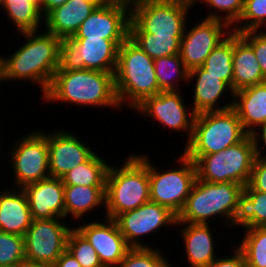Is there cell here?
Instances as JSON below:
<instances>
[{
    "mask_svg": "<svg viewBox=\"0 0 266 267\" xmlns=\"http://www.w3.org/2000/svg\"><path fill=\"white\" fill-rule=\"evenodd\" d=\"M266 82L252 47L234 32L233 92Z\"/></svg>",
    "mask_w": 266,
    "mask_h": 267,
    "instance_id": "cell-26",
    "label": "cell"
},
{
    "mask_svg": "<svg viewBox=\"0 0 266 267\" xmlns=\"http://www.w3.org/2000/svg\"><path fill=\"white\" fill-rule=\"evenodd\" d=\"M154 67L158 88L161 92L182 91L181 86L185 87L182 84H189V70L183 63L180 54L154 59Z\"/></svg>",
    "mask_w": 266,
    "mask_h": 267,
    "instance_id": "cell-30",
    "label": "cell"
},
{
    "mask_svg": "<svg viewBox=\"0 0 266 267\" xmlns=\"http://www.w3.org/2000/svg\"><path fill=\"white\" fill-rule=\"evenodd\" d=\"M0 187V231L25 236L33 218L22 188Z\"/></svg>",
    "mask_w": 266,
    "mask_h": 267,
    "instance_id": "cell-24",
    "label": "cell"
},
{
    "mask_svg": "<svg viewBox=\"0 0 266 267\" xmlns=\"http://www.w3.org/2000/svg\"><path fill=\"white\" fill-rule=\"evenodd\" d=\"M200 20L195 21L193 26H188L187 22L180 41L179 54L189 71L201 67L213 49L232 33V28L223 21L206 18Z\"/></svg>",
    "mask_w": 266,
    "mask_h": 267,
    "instance_id": "cell-15",
    "label": "cell"
},
{
    "mask_svg": "<svg viewBox=\"0 0 266 267\" xmlns=\"http://www.w3.org/2000/svg\"><path fill=\"white\" fill-rule=\"evenodd\" d=\"M248 135H257L266 126V82L234 92L233 107Z\"/></svg>",
    "mask_w": 266,
    "mask_h": 267,
    "instance_id": "cell-23",
    "label": "cell"
},
{
    "mask_svg": "<svg viewBox=\"0 0 266 267\" xmlns=\"http://www.w3.org/2000/svg\"><path fill=\"white\" fill-rule=\"evenodd\" d=\"M16 34L44 29V17L37 0H4L1 7ZM3 10V11H2ZM41 22V23H40Z\"/></svg>",
    "mask_w": 266,
    "mask_h": 267,
    "instance_id": "cell-28",
    "label": "cell"
},
{
    "mask_svg": "<svg viewBox=\"0 0 266 267\" xmlns=\"http://www.w3.org/2000/svg\"><path fill=\"white\" fill-rule=\"evenodd\" d=\"M147 154V155H146ZM121 166H109L105 185V213L115 219L119 214L134 210L150 201L149 154L129 153ZM105 214V215H104Z\"/></svg>",
    "mask_w": 266,
    "mask_h": 267,
    "instance_id": "cell-3",
    "label": "cell"
},
{
    "mask_svg": "<svg viewBox=\"0 0 266 267\" xmlns=\"http://www.w3.org/2000/svg\"><path fill=\"white\" fill-rule=\"evenodd\" d=\"M68 1L69 0H40L39 1L40 11L43 17H45L51 10L65 4Z\"/></svg>",
    "mask_w": 266,
    "mask_h": 267,
    "instance_id": "cell-43",
    "label": "cell"
},
{
    "mask_svg": "<svg viewBox=\"0 0 266 267\" xmlns=\"http://www.w3.org/2000/svg\"><path fill=\"white\" fill-rule=\"evenodd\" d=\"M119 46L102 38L61 39L57 71L98 70L114 73Z\"/></svg>",
    "mask_w": 266,
    "mask_h": 267,
    "instance_id": "cell-11",
    "label": "cell"
},
{
    "mask_svg": "<svg viewBox=\"0 0 266 267\" xmlns=\"http://www.w3.org/2000/svg\"><path fill=\"white\" fill-rule=\"evenodd\" d=\"M3 2H4V0H0V9H1L2 5H3Z\"/></svg>",
    "mask_w": 266,
    "mask_h": 267,
    "instance_id": "cell-50",
    "label": "cell"
},
{
    "mask_svg": "<svg viewBox=\"0 0 266 267\" xmlns=\"http://www.w3.org/2000/svg\"><path fill=\"white\" fill-rule=\"evenodd\" d=\"M238 34L252 47L266 80V30H247Z\"/></svg>",
    "mask_w": 266,
    "mask_h": 267,
    "instance_id": "cell-39",
    "label": "cell"
},
{
    "mask_svg": "<svg viewBox=\"0 0 266 267\" xmlns=\"http://www.w3.org/2000/svg\"><path fill=\"white\" fill-rule=\"evenodd\" d=\"M162 247L131 248L117 267H176L168 261Z\"/></svg>",
    "mask_w": 266,
    "mask_h": 267,
    "instance_id": "cell-35",
    "label": "cell"
},
{
    "mask_svg": "<svg viewBox=\"0 0 266 267\" xmlns=\"http://www.w3.org/2000/svg\"><path fill=\"white\" fill-rule=\"evenodd\" d=\"M243 191L244 186L238 183H210L197 178L176 223L210 224L217 217L222 218L224 228H231Z\"/></svg>",
    "mask_w": 266,
    "mask_h": 267,
    "instance_id": "cell-5",
    "label": "cell"
},
{
    "mask_svg": "<svg viewBox=\"0 0 266 267\" xmlns=\"http://www.w3.org/2000/svg\"><path fill=\"white\" fill-rule=\"evenodd\" d=\"M247 135L233 108L199 113L194 118L192 137L182 152L195 163L203 155L238 144Z\"/></svg>",
    "mask_w": 266,
    "mask_h": 267,
    "instance_id": "cell-6",
    "label": "cell"
},
{
    "mask_svg": "<svg viewBox=\"0 0 266 267\" xmlns=\"http://www.w3.org/2000/svg\"><path fill=\"white\" fill-rule=\"evenodd\" d=\"M20 267H54V264L25 261Z\"/></svg>",
    "mask_w": 266,
    "mask_h": 267,
    "instance_id": "cell-45",
    "label": "cell"
},
{
    "mask_svg": "<svg viewBox=\"0 0 266 267\" xmlns=\"http://www.w3.org/2000/svg\"><path fill=\"white\" fill-rule=\"evenodd\" d=\"M257 153L256 136L247 135L236 145L201 156L195 162L197 178L210 183L229 181L245 187Z\"/></svg>",
    "mask_w": 266,
    "mask_h": 267,
    "instance_id": "cell-7",
    "label": "cell"
},
{
    "mask_svg": "<svg viewBox=\"0 0 266 267\" xmlns=\"http://www.w3.org/2000/svg\"><path fill=\"white\" fill-rule=\"evenodd\" d=\"M114 82L120 107L130 111L146 98L161 92L156 80L154 60L129 37L119 47Z\"/></svg>",
    "mask_w": 266,
    "mask_h": 267,
    "instance_id": "cell-4",
    "label": "cell"
},
{
    "mask_svg": "<svg viewBox=\"0 0 266 267\" xmlns=\"http://www.w3.org/2000/svg\"><path fill=\"white\" fill-rule=\"evenodd\" d=\"M40 98L43 104L68 103L78 108L122 111L115 92L114 73L98 70L56 71L47 92Z\"/></svg>",
    "mask_w": 266,
    "mask_h": 267,
    "instance_id": "cell-2",
    "label": "cell"
},
{
    "mask_svg": "<svg viewBox=\"0 0 266 267\" xmlns=\"http://www.w3.org/2000/svg\"><path fill=\"white\" fill-rule=\"evenodd\" d=\"M96 152L83 164L75 166L61 178L64 185L105 186L110 166L107 159Z\"/></svg>",
    "mask_w": 266,
    "mask_h": 267,
    "instance_id": "cell-29",
    "label": "cell"
},
{
    "mask_svg": "<svg viewBox=\"0 0 266 267\" xmlns=\"http://www.w3.org/2000/svg\"><path fill=\"white\" fill-rule=\"evenodd\" d=\"M34 130V131H33ZM38 130V131H37ZM13 142L8 148L10 151L4 152L10 166V173H13L14 181L10 182L13 187L23 188L29 183H35L47 177L49 173V150L46 135L38 128L31 129L30 132Z\"/></svg>",
    "mask_w": 266,
    "mask_h": 267,
    "instance_id": "cell-10",
    "label": "cell"
},
{
    "mask_svg": "<svg viewBox=\"0 0 266 267\" xmlns=\"http://www.w3.org/2000/svg\"><path fill=\"white\" fill-rule=\"evenodd\" d=\"M33 219H65L64 184L61 178L47 177L24 186Z\"/></svg>",
    "mask_w": 266,
    "mask_h": 267,
    "instance_id": "cell-20",
    "label": "cell"
},
{
    "mask_svg": "<svg viewBox=\"0 0 266 267\" xmlns=\"http://www.w3.org/2000/svg\"><path fill=\"white\" fill-rule=\"evenodd\" d=\"M64 201L65 218L71 217L68 222H81L97 209L105 211V186L64 185Z\"/></svg>",
    "mask_w": 266,
    "mask_h": 267,
    "instance_id": "cell-25",
    "label": "cell"
},
{
    "mask_svg": "<svg viewBox=\"0 0 266 267\" xmlns=\"http://www.w3.org/2000/svg\"><path fill=\"white\" fill-rule=\"evenodd\" d=\"M25 261L24 236L0 231V267H20Z\"/></svg>",
    "mask_w": 266,
    "mask_h": 267,
    "instance_id": "cell-37",
    "label": "cell"
},
{
    "mask_svg": "<svg viewBox=\"0 0 266 267\" xmlns=\"http://www.w3.org/2000/svg\"><path fill=\"white\" fill-rule=\"evenodd\" d=\"M78 222L75 228L96 250L104 267H117L131 249L114 219L104 217ZM82 224V225H81Z\"/></svg>",
    "mask_w": 266,
    "mask_h": 267,
    "instance_id": "cell-18",
    "label": "cell"
},
{
    "mask_svg": "<svg viewBox=\"0 0 266 267\" xmlns=\"http://www.w3.org/2000/svg\"><path fill=\"white\" fill-rule=\"evenodd\" d=\"M240 241L234 244L241 250L246 267H266V227L241 229Z\"/></svg>",
    "mask_w": 266,
    "mask_h": 267,
    "instance_id": "cell-32",
    "label": "cell"
},
{
    "mask_svg": "<svg viewBox=\"0 0 266 267\" xmlns=\"http://www.w3.org/2000/svg\"><path fill=\"white\" fill-rule=\"evenodd\" d=\"M188 81L189 83L194 81L189 84V87L191 85L193 88L191 107L195 114L222 111L233 107L234 92L218 76L209 74L202 67H197L189 71ZM226 96H229L228 101L222 100L227 98Z\"/></svg>",
    "mask_w": 266,
    "mask_h": 267,
    "instance_id": "cell-19",
    "label": "cell"
},
{
    "mask_svg": "<svg viewBox=\"0 0 266 267\" xmlns=\"http://www.w3.org/2000/svg\"><path fill=\"white\" fill-rule=\"evenodd\" d=\"M64 220L66 219L60 217L33 219L24 236L26 261L49 264L56 262L67 249L69 233L75 226Z\"/></svg>",
    "mask_w": 266,
    "mask_h": 267,
    "instance_id": "cell-14",
    "label": "cell"
},
{
    "mask_svg": "<svg viewBox=\"0 0 266 267\" xmlns=\"http://www.w3.org/2000/svg\"><path fill=\"white\" fill-rule=\"evenodd\" d=\"M192 0H141L130 8L129 33L183 36Z\"/></svg>",
    "mask_w": 266,
    "mask_h": 267,
    "instance_id": "cell-8",
    "label": "cell"
},
{
    "mask_svg": "<svg viewBox=\"0 0 266 267\" xmlns=\"http://www.w3.org/2000/svg\"><path fill=\"white\" fill-rule=\"evenodd\" d=\"M257 139L258 154L266 157V135H255Z\"/></svg>",
    "mask_w": 266,
    "mask_h": 267,
    "instance_id": "cell-44",
    "label": "cell"
},
{
    "mask_svg": "<svg viewBox=\"0 0 266 267\" xmlns=\"http://www.w3.org/2000/svg\"><path fill=\"white\" fill-rule=\"evenodd\" d=\"M0 84H3V80H2V62H1V59H0Z\"/></svg>",
    "mask_w": 266,
    "mask_h": 267,
    "instance_id": "cell-47",
    "label": "cell"
},
{
    "mask_svg": "<svg viewBox=\"0 0 266 267\" xmlns=\"http://www.w3.org/2000/svg\"><path fill=\"white\" fill-rule=\"evenodd\" d=\"M1 145H2V144H0V154L2 155V154H4V153H3L4 151H8V150H5V149H4V150L2 151V148H1L2 146H1ZM1 155H0V159H2V160H0V161H3L4 158L1 157ZM1 165H2V164H0V167H2Z\"/></svg>",
    "mask_w": 266,
    "mask_h": 267,
    "instance_id": "cell-48",
    "label": "cell"
},
{
    "mask_svg": "<svg viewBox=\"0 0 266 267\" xmlns=\"http://www.w3.org/2000/svg\"><path fill=\"white\" fill-rule=\"evenodd\" d=\"M25 38L23 44H18L17 50L8 56L0 54L2 62V80L29 82L40 88L41 97L47 92L59 65V48L61 39L46 32H20Z\"/></svg>",
    "mask_w": 266,
    "mask_h": 267,
    "instance_id": "cell-1",
    "label": "cell"
},
{
    "mask_svg": "<svg viewBox=\"0 0 266 267\" xmlns=\"http://www.w3.org/2000/svg\"><path fill=\"white\" fill-rule=\"evenodd\" d=\"M48 139L49 173L51 177L62 178L75 166L86 162L96 148L85 142L75 132L61 129L48 131L40 129ZM47 131V132H46ZM80 138V139H79ZM89 145V146H88ZM95 149V151H94Z\"/></svg>",
    "mask_w": 266,
    "mask_h": 267,
    "instance_id": "cell-17",
    "label": "cell"
},
{
    "mask_svg": "<svg viewBox=\"0 0 266 267\" xmlns=\"http://www.w3.org/2000/svg\"><path fill=\"white\" fill-rule=\"evenodd\" d=\"M231 246L230 251L233 249L231 252L224 253V256L219 254L208 267H246L245 258L241 250L234 244Z\"/></svg>",
    "mask_w": 266,
    "mask_h": 267,
    "instance_id": "cell-41",
    "label": "cell"
},
{
    "mask_svg": "<svg viewBox=\"0 0 266 267\" xmlns=\"http://www.w3.org/2000/svg\"><path fill=\"white\" fill-rule=\"evenodd\" d=\"M67 250L82 267H104L96 250L75 227L69 233Z\"/></svg>",
    "mask_w": 266,
    "mask_h": 267,
    "instance_id": "cell-38",
    "label": "cell"
},
{
    "mask_svg": "<svg viewBox=\"0 0 266 267\" xmlns=\"http://www.w3.org/2000/svg\"><path fill=\"white\" fill-rule=\"evenodd\" d=\"M124 236L127 244L131 248H155V244H146L149 234H160L162 228H175L177 216L168 208L158 203L148 201L138 208L119 214L114 219ZM147 236V239L145 238Z\"/></svg>",
    "mask_w": 266,
    "mask_h": 267,
    "instance_id": "cell-12",
    "label": "cell"
},
{
    "mask_svg": "<svg viewBox=\"0 0 266 267\" xmlns=\"http://www.w3.org/2000/svg\"><path fill=\"white\" fill-rule=\"evenodd\" d=\"M175 228L181 232L185 251L182 255L186 254L189 267H208L219 256L215 243L218 237L213 236L216 230L210 224L176 223Z\"/></svg>",
    "mask_w": 266,
    "mask_h": 267,
    "instance_id": "cell-21",
    "label": "cell"
},
{
    "mask_svg": "<svg viewBox=\"0 0 266 267\" xmlns=\"http://www.w3.org/2000/svg\"><path fill=\"white\" fill-rule=\"evenodd\" d=\"M181 91L159 92L158 94L146 98L132 112H137L146 120L152 119L154 123H160L166 131L185 134V145L190 141L193 133V123L195 113L186 103ZM189 107H188V106ZM190 110V111H189ZM168 128V129H166Z\"/></svg>",
    "mask_w": 266,
    "mask_h": 267,
    "instance_id": "cell-13",
    "label": "cell"
},
{
    "mask_svg": "<svg viewBox=\"0 0 266 267\" xmlns=\"http://www.w3.org/2000/svg\"><path fill=\"white\" fill-rule=\"evenodd\" d=\"M174 159L170 162L172 168L161 170L149 156V192L150 201L178 216L197 179V172L195 163L183 152Z\"/></svg>",
    "mask_w": 266,
    "mask_h": 267,
    "instance_id": "cell-9",
    "label": "cell"
},
{
    "mask_svg": "<svg viewBox=\"0 0 266 267\" xmlns=\"http://www.w3.org/2000/svg\"><path fill=\"white\" fill-rule=\"evenodd\" d=\"M252 190L266 193V157L258 154L255 157L250 181L247 184Z\"/></svg>",
    "mask_w": 266,
    "mask_h": 267,
    "instance_id": "cell-40",
    "label": "cell"
},
{
    "mask_svg": "<svg viewBox=\"0 0 266 267\" xmlns=\"http://www.w3.org/2000/svg\"><path fill=\"white\" fill-rule=\"evenodd\" d=\"M183 36H155L150 33H129V38L153 60L177 55Z\"/></svg>",
    "mask_w": 266,
    "mask_h": 267,
    "instance_id": "cell-33",
    "label": "cell"
},
{
    "mask_svg": "<svg viewBox=\"0 0 266 267\" xmlns=\"http://www.w3.org/2000/svg\"><path fill=\"white\" fill-rule=\"evenodd\" d=\"M263 29L266 30V0H244L242 15L232 32Z\"/></svg>",
    "mask_w": 266,
    "mask_h": 267,
    "instance_id": "cell-36",
    "label": "cell"
},
{
    "mask_svg": "<svg viewBox=\"0 0 266 267\" xmlns=\"http://www.w3.org/2000/svg\"><path fill=\"white\" fill-rule=\"evenodd\" d=\"M194 8L206 5L210 10L205 12L206 19L220 20L227 23L231 28L239 21L242 15L244 0H192ZM203 4V5H201ZM212 10V11H211Z\"/></svg>",
    "mask_w": 266,
    "mask_h": 267,
    "instance_id": "cell-34",
    "label": "cell"
},
{
    "mask_svg": "<svg viewBox=\"0 0 266 267\" xmlns=\"http://www.w3.org/2000/svg\"><path fill=\"white\" fill-rule=\"evenodd\" d=\"M130 7L120 3L99 4L82 22L73 38H102L119 47L129 37Z\"/></svg>",
    "mask_w": 266,
    "mask_h": 267,
    "instance_id": "cell-16",
    "label": "cell"
},
{
    "mask_svg": "<svg viewBox=\"0 0 266 267\" xmlns=\"http://www.w3.org/2000/svg\"><path fill=\"white\" fill-rule=\"evenodd\" d=\"M257 135H266V126Z\"/></svg>",
    "mask_w": 266,
    "mask_h": 267,
    "instance_id": "cell-49",
    "label": "cell"
},
{
    "mask_svg": "<svg viewBox=\"0 0 266 267\" xmlns=\"http://www.w3.org/2000/svg\"><path fill=\"white\" fill-rule=\"evenodd\" d=\"M106 2L111 3H120L129 6L130 8L140 2L141 0H105Z\"/></svg>",
    "mask_w": 266,
    "mask_h": 267,
    "instance_id": "cell-46",
    "label": "cell"
},
{
    "mask_svg": "<svg viewBox=\"0 0 266 267\" xmlns=\"http://www.w3.org/2000/svg\"><path fill=\"white\" fill-rule=\"evenodd\" d=\"M0 123H1V121H0ZM1 125H2V124H0V126H1ZM0 128H1V127H0ZM0 130H1V129H0ZM1 139H2V138H0V144H3V143L1 142Z\"/></svg>",
    "mask_w": 266,
    "mask_h": 267,
    "instance_id": "cell-51",
    "label": "cell"
},
{
    "mask_svg": "<svg viewBox=\"0 0 266 267\" xmlns=\"http://www.w3.org/2000/svg\"><path fill=\"white\" fill-rule=\"evenodd\" d=\"M233 51L234 32L220 43L206 58L201 66L211 75L218 76L233 91Z\"/></svg>",
    "mask_w": 266,
    "mask_h": 267,
    "instance_id": "cell-31",
    "label": "cell"
},
{
    "mask_svg": "<svg viewBox=\"0 0 266 267\" xmlns=\"http://www.w3.org/2000/svg\"><path fill=\"white\" fill-rule=\"evenodd\" d=\"M54 267H82L76 258L66 249L54 263Z\"/></svg>",
    "mask_w": 266,
    "mask_h": 267,
    "instance_id": "cell-42",
    "label": "cell"
},
{
    "mask_svg": "<svg viewBox=\"0 0 266 267\" xmlns=\"http://www.w3.org/2000/svg\"><path fill=\"white\" fill-rule=\"evenodd\" d=\"M105 0H69L44 17V30L60 39L73 37L82 22Z\"/></svg>",
    "mask_w": 266,
    "mask_h": 267,
    "instance_id": "cell-22",
    "label": "cell"
},
{
    "mask_svg": "<svg viewBox=\"0 0 266 267\" xmlns=\"http://www.w3.org/2000/svg\"><path fill=\"white\" fill-rule=\"evenodd\" d=\"M235 227H266V193L244 187L232 221V228Z\"/></svg>",
    "mask_w": 266,
    "mask_h": 267,
    "instance_id": "cell-27",
    "label": "cell"
}]
</instances>
